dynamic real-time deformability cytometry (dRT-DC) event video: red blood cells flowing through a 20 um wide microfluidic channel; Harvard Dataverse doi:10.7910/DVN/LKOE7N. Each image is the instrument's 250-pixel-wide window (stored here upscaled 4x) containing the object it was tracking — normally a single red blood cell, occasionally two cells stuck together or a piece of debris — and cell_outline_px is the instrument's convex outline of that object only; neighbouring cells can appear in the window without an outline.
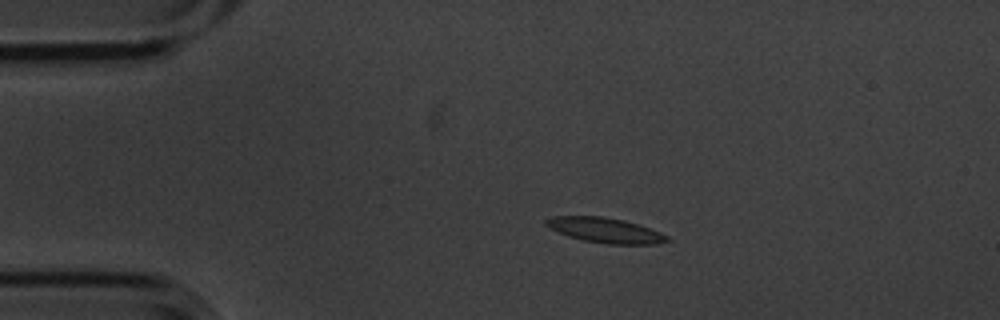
{"species": "common noctule bat (a hibernating species)", "species_latin": "Nyctalus noctula", "temperature_condition": "cold", "stored_images_in_passage": 9, "camera_frame_rate_fps": 3000, "um_per_image_px": 0.085, "animal": {"sex": "male", "body_mass_g": 20.1, "forearm_length_mm": 53.5}, "frame": {"image": 1, "passage_image": 2, "time_ms": 0.333, "image_size_px": [1000, 320], "cell_outline_px": [[672, 240], [656, 244], [608, 244], [584, 240], [568, 236], [544, 224], [544, 220], [552, 216], [604, 216], [624, 220], [640, 224], [660, 232], [668, 236]], "centroid_in_image_um": [51.49, 19.56], "position_along_channel_um": 33.5, "area_um2": 17.69}}
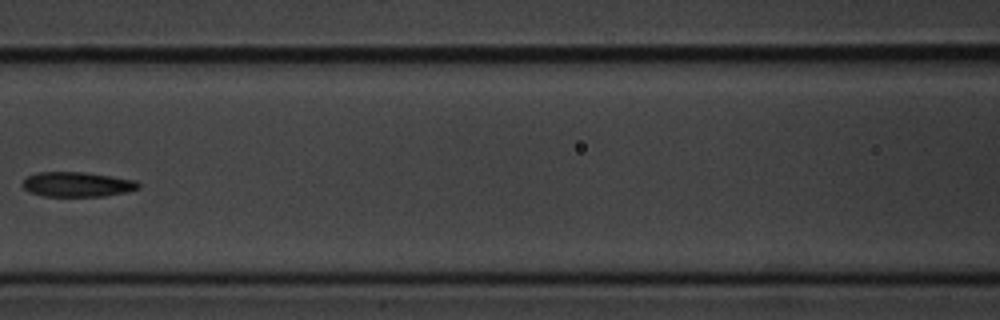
{"frame": {"image": 2, "passage_image": 6, "time_ms": 1.667, "image_size_px": [1000, 320], "cell_outline_px": [[140, 188], [128, 192], [104, 196], [44, 196], [28, 192], [20, 184], [24, 176], [36, 172], [84, 172], [112, 176], [136, 180], [140, 184]], "centroid_in_image_um": [6.52, 15.66], "position_along_channel_um": 160.1, "area_um2": 17.11}}
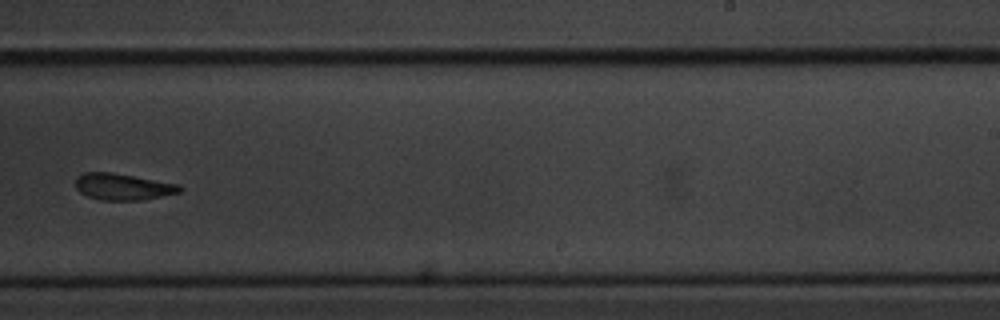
{"frame": {"image": 3, "passage_image": 9, "time_ms": 2.667, "image_size_px": [1000, 320], "cell_outline_px": [[184, 188], [180, 192], [140, 200], [100, 200], [88, 196], [80, 192], [76, 188], [76, 176], [84, 172], [112, 172], [180, 184]], "centroid_in_image_um": [10.44, 15.86], "position_along_channel_um": 278.6, "area_um2": 16.13}}